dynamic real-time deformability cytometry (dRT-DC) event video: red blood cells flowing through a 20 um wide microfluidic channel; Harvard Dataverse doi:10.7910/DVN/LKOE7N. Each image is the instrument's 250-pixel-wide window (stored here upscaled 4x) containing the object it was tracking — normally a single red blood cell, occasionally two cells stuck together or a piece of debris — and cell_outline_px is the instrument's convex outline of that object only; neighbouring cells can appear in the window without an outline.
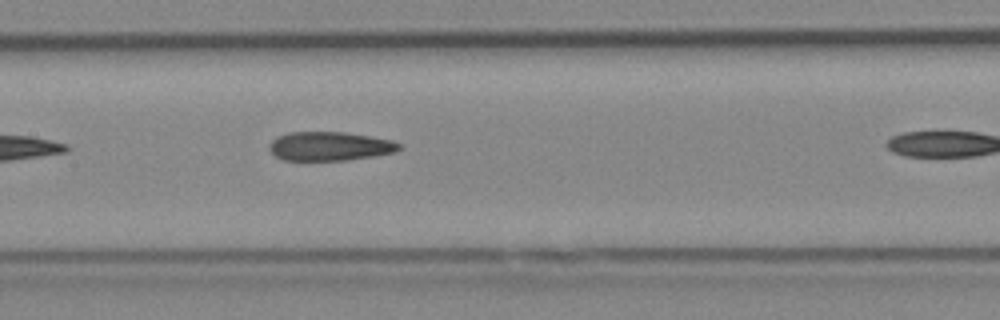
{"species": "Egyptian fruit bat (a non-hibernating species)", "species_latin": "Rousettus aegyptiacus", "temperature_condition": "cold", "stored_images_in_passage": 6, "segment_of_instrument_passage": [1, 2], "camera_frame_rate_fps": 3000, "um_per_image_px": 0.085, "animal": {"sex": "female"}, "frame": {"image": 1, "passage_image": 5, "time_ms": 1.333, "image_size_px": [1000, 320], "cell_outline_px": [[400, 148], [396, 152], [348, 160], [284, 160], [276, 156], [268, 148], [268, 144], [276, 136], [288, 132], [344, 132], [392, 140], [400, 144]], "centroid_in_image_um": [27.99, 12.42], "position_along_channel_um": 179.4, "area_um2": 21.85}}